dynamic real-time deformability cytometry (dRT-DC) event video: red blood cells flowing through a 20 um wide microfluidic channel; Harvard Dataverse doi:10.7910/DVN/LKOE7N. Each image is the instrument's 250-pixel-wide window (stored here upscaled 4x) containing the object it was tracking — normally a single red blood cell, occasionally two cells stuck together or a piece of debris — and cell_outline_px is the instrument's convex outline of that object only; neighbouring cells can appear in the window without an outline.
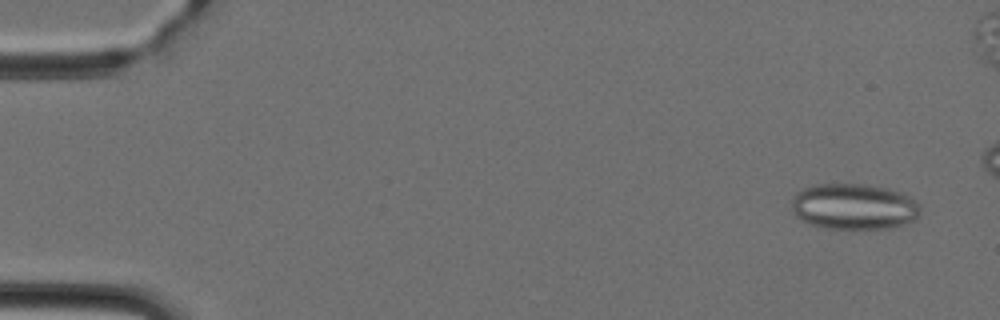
{"species": "Egyptian fruit bat (a non-hibernating species)", "species_latin": "Rousettus aegyptiacus", "temperature_condition": "cold", "stored_images_in_passage": 44, "camera_frame_rate_fps": 3000, "um_per_image_px": 0.085, "animal": {"sex": "female"}, "frame": {"image": 1, "passage_image": 3, "time_ms": 0.667, "image_size_px": [1000, 320], "cell_outline_px": [[920, 212], [916, 220], [888, 228], [824, 228], [808, 224], [800, 220], [792, 212], [792, 196], [796, 192], [804, 188], [816, 184], [864, 184], [884, 188], [900, 192], [916, 200], [920, 204]], "centroid_in_image_um": [72.55, 17.56], "position_along_channel_um": 12.4, "area_um2": 34.56}}
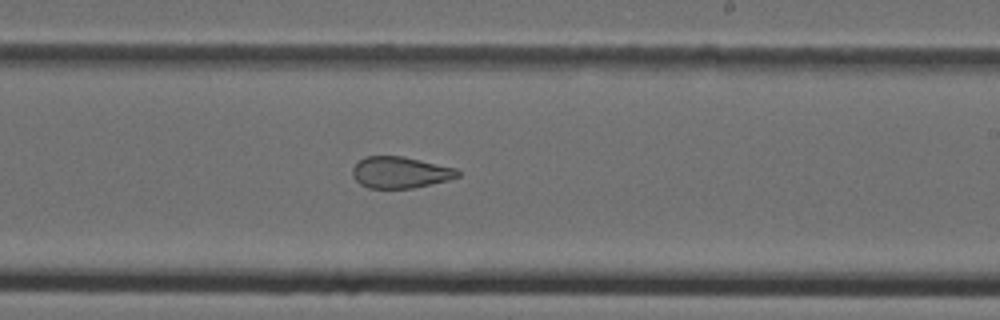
{"frame": {"image": 2, "passage_image": 29, "time_ms": 9.333, "image_size_px": [1000, 320], "cell_outline_px": [[460, 176], [448, 180], [412, 188], [368, 188], [360, 184], [352, 176], [352, 168], [364, 156], [400, 156], [420, 160], [456, 168], [460, 172]], "centroid_in_image_um": [34.0, 14.66], "position_along_channel_um": 255.0, "area_um2": 19.19}}
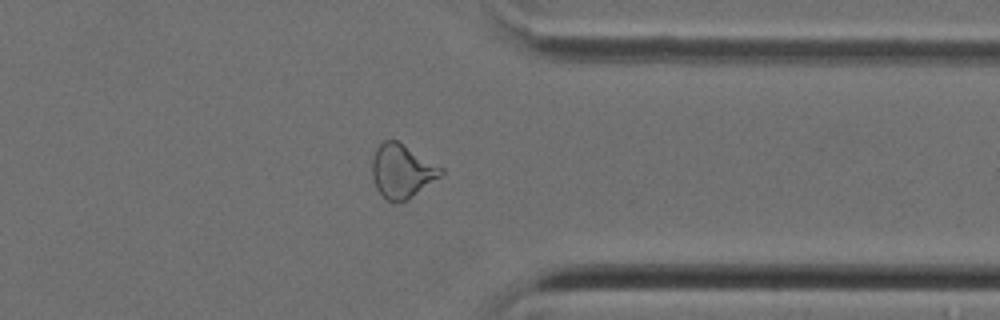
{"frame": {"image": 3, "passage_image": 38, "time_ms": 12.333, "image_size_px": [1000, 320], "cell_outline_px": [[444, 172], [440, 176], [408, 200], [388, 200], [376, 188], [372, 176], [372, 160], [376, 148], [384, 140], [396, 140], [444, 168]], "centroid_in_image_um": [34.16, 14.52], "position_along_channel_um": 377.2, "area_um2": 21.15}}